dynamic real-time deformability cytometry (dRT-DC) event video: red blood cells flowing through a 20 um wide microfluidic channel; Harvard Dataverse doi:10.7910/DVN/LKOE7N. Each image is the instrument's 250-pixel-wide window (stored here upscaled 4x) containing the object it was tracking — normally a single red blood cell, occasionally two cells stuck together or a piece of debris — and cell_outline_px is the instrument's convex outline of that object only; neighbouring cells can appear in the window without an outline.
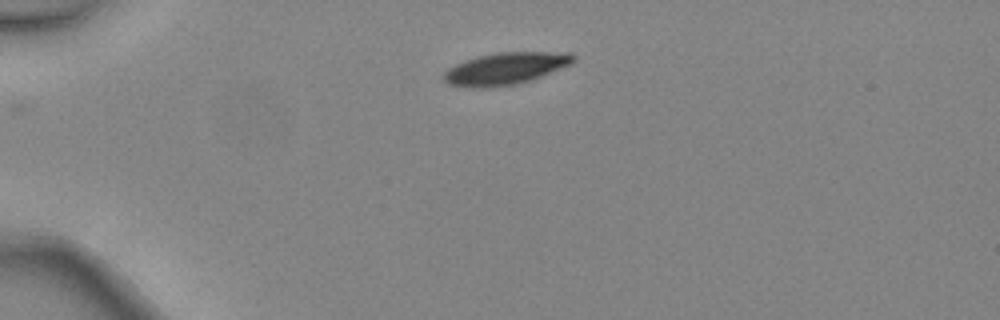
{"species": "common noctule bat (a hibernating species)", "species_latin": "Nyctalus noctula", "temperature_condition": "warm", "stored_images_in_passage": 3, "camera_frame_rate_fps": 3000, "um_per_image_px": 0.085, "animal": {"sex": "female", "body_mass_g": 24.6, "forearm_length_mm": 56.2}, "frame": {"image": 1, "passage_image": 3, "time_ms": 0.667, "image_size_px": [1000, 320], "cell_outline_px": [[576, 60], [572, 64], [532, 80], [516, 84], [488, 88], [468, 88], [448, 84], [440, 76], [448, 68], [456, 64], [480, 56], [496, 52], [572, 52], [576, 56]], "centroid_in_image_um": [42.99, 5.83], "position_along_channel_um": 42.0, "area_um2": 24.51}}